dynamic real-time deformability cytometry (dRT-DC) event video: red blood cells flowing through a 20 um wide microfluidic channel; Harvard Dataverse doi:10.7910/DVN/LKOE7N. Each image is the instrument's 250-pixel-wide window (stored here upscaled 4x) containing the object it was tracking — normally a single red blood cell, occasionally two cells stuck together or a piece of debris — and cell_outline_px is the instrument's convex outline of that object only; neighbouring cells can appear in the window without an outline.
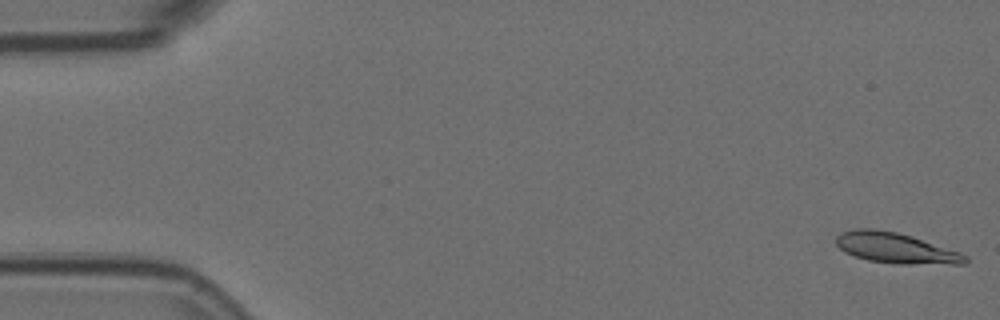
{"species": "Egyptian fruit bat (a non-hibernating species)", "species_latin": "Rousettus aegyptiacus", "temperature_condition": "room temperature", "stored_images_in_passage": 14, "camera_frame_rate_fps": 3000, "um_per_image_px": 0.085, "animal": {"sex": "female"}, "frame": {"image": 1, "passage_image": 1, "time_ms": 0.0, "image_size_px": [1000, 320], "cell_outline_px": [[968, 260], [964, 264], [900, 264], [868, 260], [844, 252], [836, 244], [836, 236], [844, 232], [856, 228], [872, 228], [896, 232], [912, 236], [960, 252], [968, 256]], "centroid_in_image_um": [76.15, 21.08], "position_along_channel_um": 8.8, "area_um2": 22.89}}
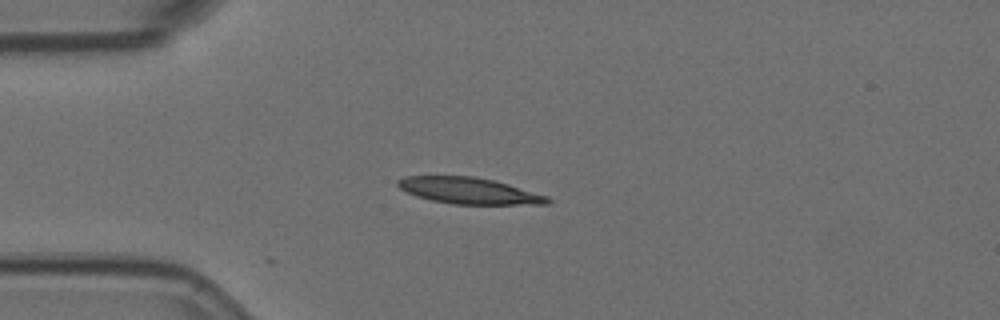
{"frame": {"image": 2, "passage_image": 14, "time_ms": 4.333, "image_size_px": [1000, 320], "cell_outline_px": [[552, 200], [548, 204], [452, 204], [432, 200], [416, 196], [400, 188], [396, 184], [396, 180], [404, 176], [472, 176], [492, 180], [508, 184], [548, 196]], "centroid_in_image_um": [39.85, 16.21], "position_along_channel_um": 45.1, "area_um2": 22.83}}